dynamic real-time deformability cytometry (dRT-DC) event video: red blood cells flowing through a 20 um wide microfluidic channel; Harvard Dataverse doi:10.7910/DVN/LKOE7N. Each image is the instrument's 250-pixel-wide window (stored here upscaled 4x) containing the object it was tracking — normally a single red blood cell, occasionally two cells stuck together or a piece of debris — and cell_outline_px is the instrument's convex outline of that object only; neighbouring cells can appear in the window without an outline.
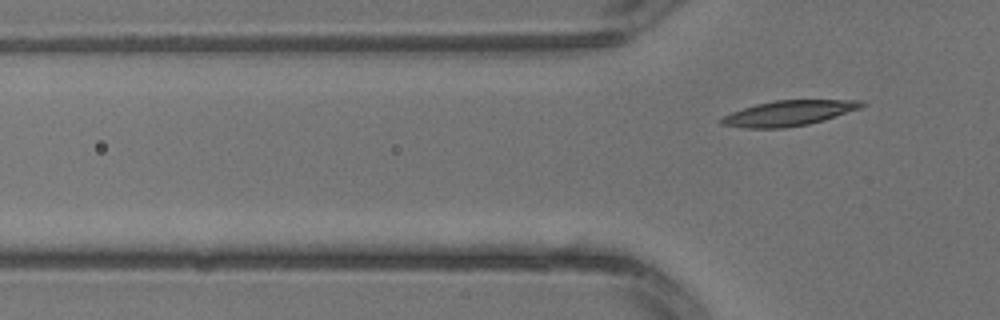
{"species": "common noctule bat (a hibernating species)", "species_latin": "Nyctalus noctula", "temperature_condition": "warm", "stored_images_in_passage": 4, "camera_frame_rate_fps": 3000, "um_per_image_px": 0.085, "animal": {"sex": "male", "body_mass_g": 13.3}, "frame": {"image": 1, "passage_image": 4, "time_ms": 1.0, "image_size_px": [1000, 320], "cell_outline_px": [[868, 104], [860, 108], [824, 120], [808, 124], [784, 128], [744, 128], [720, 124], [716, 120], [732, 112], [756, 104], [776, 100], [860, 100]], "centroid_in_image_um": [67.02, 9.62], "position_along_channel_um": 58.8, "area_um2": 20.63}}